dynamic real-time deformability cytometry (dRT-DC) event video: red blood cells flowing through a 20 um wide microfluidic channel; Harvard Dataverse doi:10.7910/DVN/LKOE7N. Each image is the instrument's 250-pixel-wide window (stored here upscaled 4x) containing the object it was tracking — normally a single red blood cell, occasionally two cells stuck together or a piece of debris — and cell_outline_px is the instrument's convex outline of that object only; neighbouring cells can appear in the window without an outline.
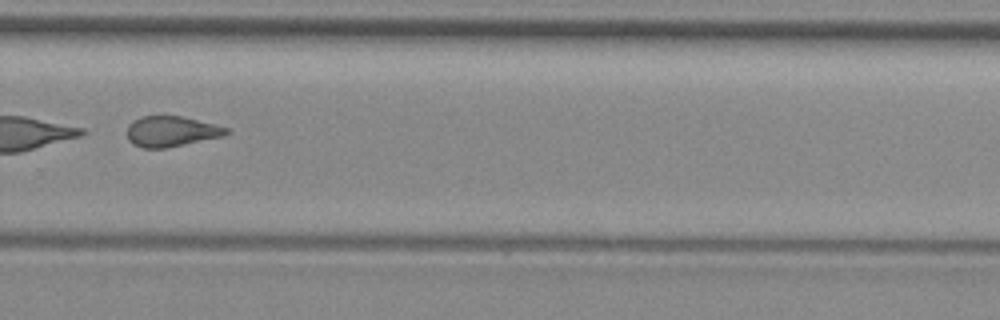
{"species": "common noctule bat (a hibernating species)", "species_latin": "Nyctalus noctula", "temperature_condition": "room temperature", "stored_images_in_passage": 33, "camera_frame_rate_fps": 3000, "um_per_image_px": 0.085, "animal": {"sex": "female", "body_mass_g": 29.2, "forearm_length_mm": 56.3}, "frame": {"image": 1, "passage_image": 19, "time_ms": 6.0, "image_size_px": [1000, 320], "cell_outline_px": [[228, 132], [224, 136], [164, 148], [144, 148], [132, 144], [128, 140], [128, 124], [140, 116], [180, 116], [228, 128]], "centroid_in_image_um": [14.51, 11.17], "position_along_channel_um": 315.3, "area_um2": 17.34}}